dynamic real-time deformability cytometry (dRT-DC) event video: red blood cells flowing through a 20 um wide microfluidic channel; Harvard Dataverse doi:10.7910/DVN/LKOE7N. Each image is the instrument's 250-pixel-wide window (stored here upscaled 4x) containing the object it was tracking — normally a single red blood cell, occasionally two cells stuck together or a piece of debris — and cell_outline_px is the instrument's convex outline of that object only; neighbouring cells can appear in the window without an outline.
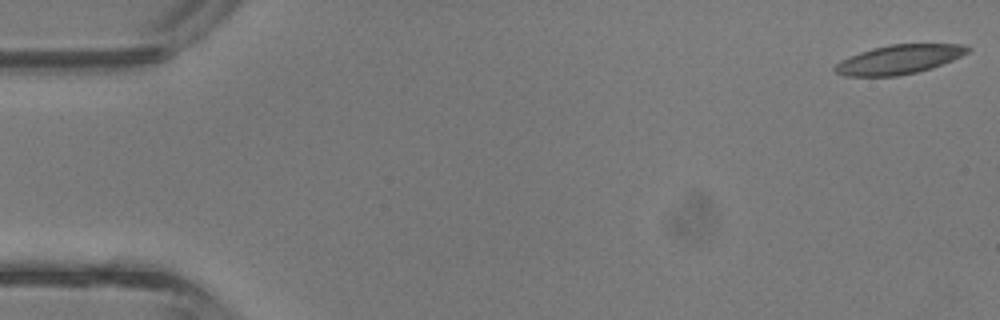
{"species": "common noctule bat (a hibernating species)", "species_latin": "Nyctalus noctula", "temperature_condition": "room temperature", "stored_images_in_passage": 40, "camera_frame_rate_fps": 3000, "um_per_image_px": 0.085, "animal": {"sex": "male", "body_mass_g": 13.3}, "frame": {"image": 1, "passage_image": 1, "time_ms": 0.0, "image_size_px": [1000, 320], "cell_outline_px": [[968, 52], [960, 56], [940, 64], [928, 68], [912, 72], [892, 76], [852, 76], [836, 72], [836, 68], [844, 60], [860, 52], [872, 48], [892, 44], [956, 44], [968, 48]], "centroid_in_image_um": [76.42, 5.03], "position_along_channel_um": 8.6, "area_um2": 21.33}}
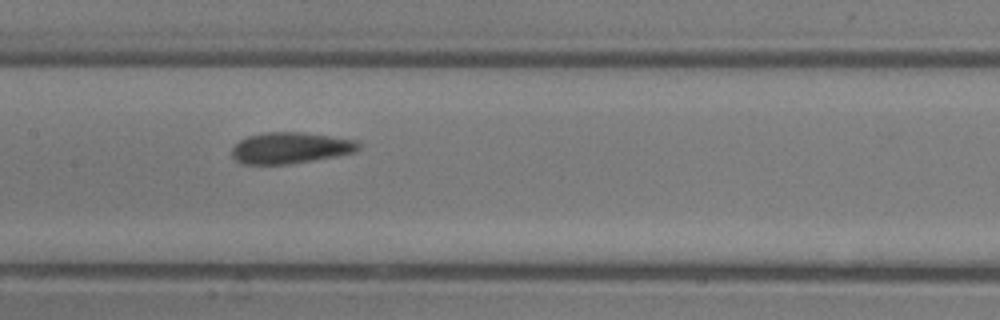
{"frame": {"image": 2, "passage_image": 21, "time_ms": 6.667, "image_size_px": [1000, 320], "cell_outline_px": [[360, 148], [352, 152], [332, 156], [288, 164], [240, 164], [232, 156], [232, 148], [240, 140], [248, 136], [264, 132], [300, 132], [328, 136], [352, 140], [360, 144]], "centroid_in_image_um": [24.59, 12.57], "position_along_channel_um": 182.8, "area_um2": 22.54}}
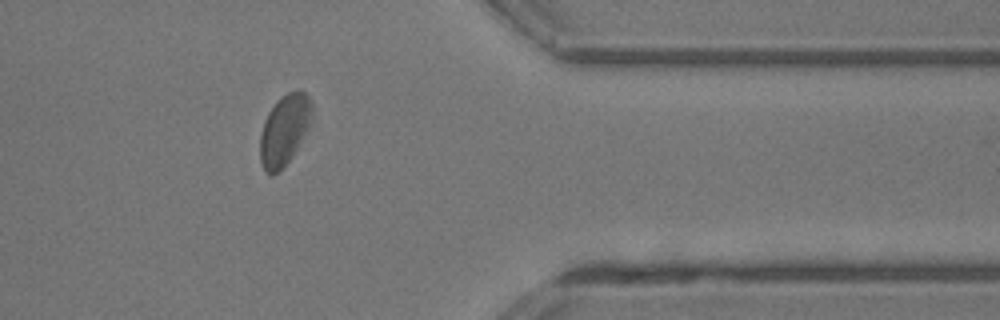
{"frame": {"image": 3, "passage_image": 35, "time_ms": 11.333, "image_size_px": [1000, 320], "cell_outline_px": [[312, 112], [308, 124], [304, 132], [288, 160], [272, 176], [264, 172], [260, 160], [260, 136], [264, 120], [268, 112], [288, 92], [304, 92], [308, 96], [312, 104]], "centroid_in_image_um": [24.12, 11.06], "position_along_channel_um": 387.3, "area_um2": 20.23}}